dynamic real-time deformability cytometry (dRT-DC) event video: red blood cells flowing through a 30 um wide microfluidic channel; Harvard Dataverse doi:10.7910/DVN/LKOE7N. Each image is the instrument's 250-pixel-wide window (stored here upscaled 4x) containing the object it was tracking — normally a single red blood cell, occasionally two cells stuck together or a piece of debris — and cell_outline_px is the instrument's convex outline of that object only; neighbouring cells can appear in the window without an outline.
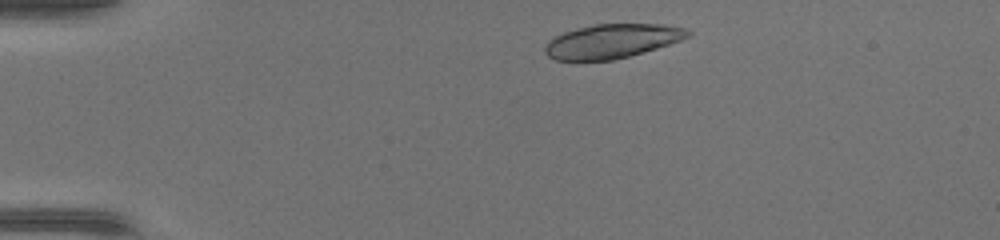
{"species": "common noctule bat (a hibernating species)", "species_latin": "Nyctalus noctula", "temperature_condition": "warm", "stored_images_in_passage": 32, "camera_frame_rate_fps": 3000, "um_per_image_px": 0.085, "animal": {"sex": "female", "body_mass_g": 17.0, "forearm_length_mm": 48.0}, "frame": {"image": 1, "passage_image": 3, "time_ms": 0.667, "image_size_px": [1000, 240], "cell_outline_px": [[692, 32], [688, 36], [680, 40], [644, 52], [612, 60], [556, 60], [548, 56], [544, 52], [544, 48], [548, 40], [564, 32], [576, 28], [596, 24], [664, 24], [688, 28]], "centroid_in_image_um": [52.02, 3.49], "position_along_channel_um": 33.0, "area_um2": 28.32}}